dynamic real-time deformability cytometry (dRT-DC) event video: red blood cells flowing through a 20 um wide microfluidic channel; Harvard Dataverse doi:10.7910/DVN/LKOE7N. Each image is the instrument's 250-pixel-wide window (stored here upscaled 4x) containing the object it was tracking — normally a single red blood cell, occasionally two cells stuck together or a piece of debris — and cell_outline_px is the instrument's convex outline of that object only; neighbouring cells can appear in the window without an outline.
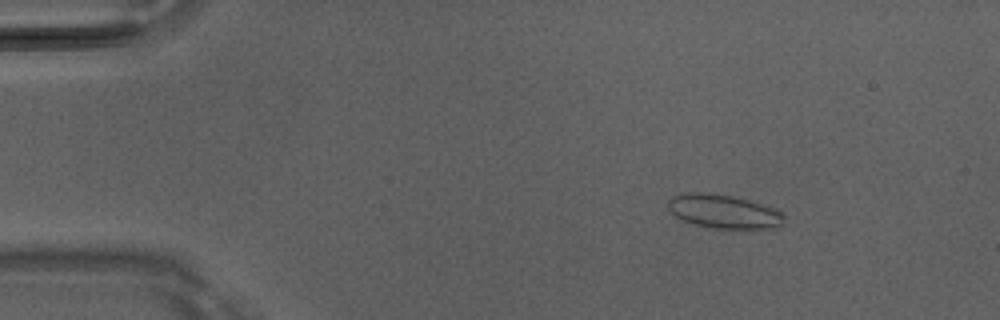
{"species": "Egyptian fruit bat (a non-hibernating species)", "species_latin": "Rousettus aegyptiacus", "temperature_condition": "room temperature", "stored_images_in_passage": 11, "camera_frame_rate_fps": 3000, "um_per_image_px": 0.085, "animal": {"sex": "male"}, "frame": {"image": 1, "passage_image": 7, "time_ms": 2.0, "image_size_px": [1000, 320], "cell_outline_px": [[784, 224], [776, 228], [712, 228], [692, 224], [668, 212], [668, 200], [672, 196], [688, 192], [708, 192], [732, 196], [748, 200], [776, 208], [784, 212]], "centroid_in_image_um": [61.52, 17.97], "position_along_channel_um": 23.5, "area_um2": 23.12}}